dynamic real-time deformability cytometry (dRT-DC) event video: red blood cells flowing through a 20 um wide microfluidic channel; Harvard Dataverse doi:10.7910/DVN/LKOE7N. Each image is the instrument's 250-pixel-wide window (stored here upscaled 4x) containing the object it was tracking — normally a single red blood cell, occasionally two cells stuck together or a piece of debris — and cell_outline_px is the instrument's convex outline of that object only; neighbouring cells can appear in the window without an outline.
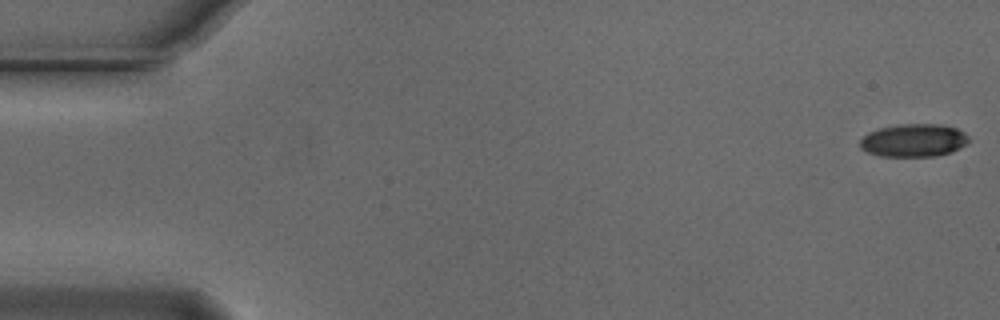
{"species": "Egyptian fruit bat (a non-hibernating species)", "species_latin": "Rousettus aegyptiacus", "temperature_condition": "cold", "stored_images_in_passage": 13, "camera_frame_rate_fps": 3000, "um_per_image_px": 0.085, "animal": {"sex": "male"}, "frame": {"image": 1, "passage_image": 1, "time_ms": 0.0, "image_size_px": [1000, 320], "cell_outline_px": [[968, 140], [960, 148], [952, 152], [936, 156], [880, 156], [868, 152], [860, 148], [860, 140], [868, 132], [880, 128], [900, 124], [940, 124], [956, 128], [964, 132], [968, 136]], "centroid_in_image_um": [77.66, 11.93], "position_along_channel_um": 7.3, "area_um2": 20.81}}